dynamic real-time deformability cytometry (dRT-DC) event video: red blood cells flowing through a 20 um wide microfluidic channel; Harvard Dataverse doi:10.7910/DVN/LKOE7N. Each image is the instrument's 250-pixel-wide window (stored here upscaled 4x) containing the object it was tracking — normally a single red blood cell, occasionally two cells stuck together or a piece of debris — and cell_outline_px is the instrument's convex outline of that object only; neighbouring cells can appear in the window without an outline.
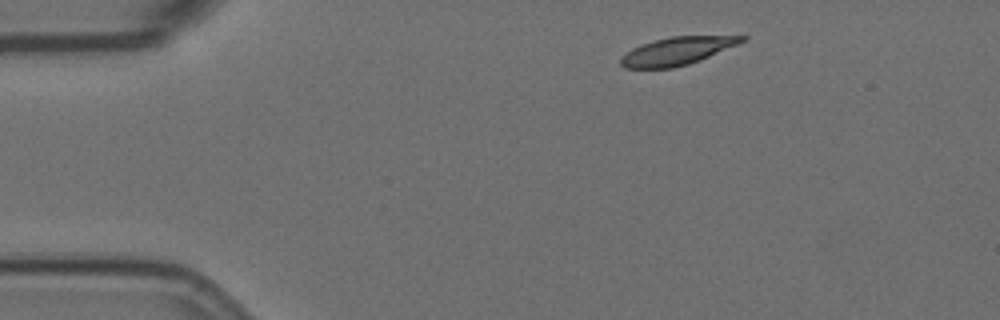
{"species": "Egyptian fruit bat (a non-hibernating species)", "species_latin": "Rousettus aegyptiacus", "temperature_condition": "room temperature", "stored_images_in_passage": 3, "camera_frame_rate_fps": 3000, "um_per_image_px": 0.085, "animal": {"sex": "female"}, "frame": {"image": 1, "passage_image": 1, "time_ms": 0.0, "image_size_px": [1000, 320], "cell_outline_px": [[748, 36], [744, 40], [736, 44], [700, 60], [688, 64], [672, 68], [624, 68], [620, 64], [620, 60], [632, 48], [656, 40], [672, 36]], "centroid_in_image_um": [57.52, 4.35], "position_along_channel_um": 27.5, "area_um2": 19.07}}